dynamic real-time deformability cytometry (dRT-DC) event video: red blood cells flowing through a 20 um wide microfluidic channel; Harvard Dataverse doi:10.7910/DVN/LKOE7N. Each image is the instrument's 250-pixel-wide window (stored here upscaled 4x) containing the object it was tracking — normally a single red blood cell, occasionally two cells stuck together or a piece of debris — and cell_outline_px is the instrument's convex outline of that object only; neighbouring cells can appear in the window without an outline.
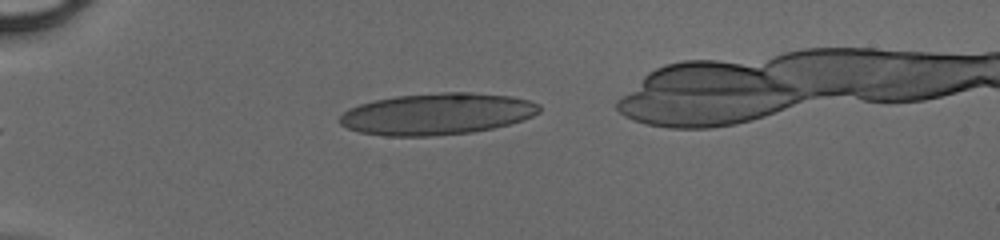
{"species": "human", "species_latin": "Homo sapiens", "temperature_condition": "cold", "stored_images_in_passage": 33, "camera_frame_rate_fps": 3000, "um_per_image_px": 0.085, "donor": {"sex": "male"}, "frame": {"image": 1, "passage_image": 1, "time_ms": 0.0, "image_size_px": [1000, 240], "cell_outline_px": [[540, 112], [532, 116], [508, 124], [492, 128], [472, 132], [432, 136], [384, 136], [360, 132], [348, 128], [340, 124], [340, 116], [348, 108], [360, 104], [376, 100], [396, 96], [444, 92], [468, 92], [508, 96], [528, 100], [540, 104]], "centroid_in_image_um": [37.13, 9.69], "position_along_channel_um": 47.9, "area_um2": 48.09}}
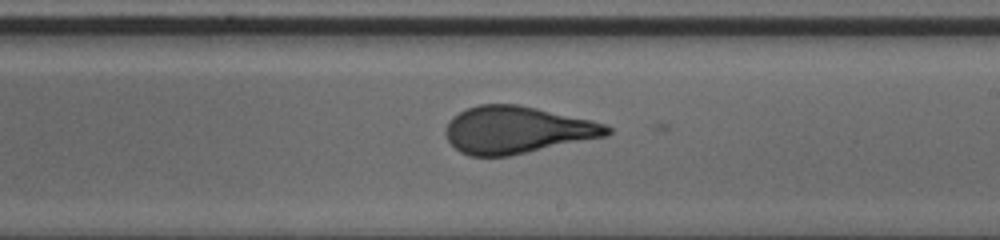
{"frame": {"image": 2, "passage_image": 17, "time_ms": 5.333, "image_size_px": [1000, 240], "cell_outline_px": [[612, 132], [608, 136], [508, 156], [468, 156], [460, 152], [448, 140], [444, 132], [448, 124], [460, 112], [468, 108], [480, 104], [520, 104], [592, 120], [608, 124], [612, 128]], "centroid_in_image_um": [44.0, 11.04], "position_along_channel_um": 245.0, "area_um2": 44.39}}
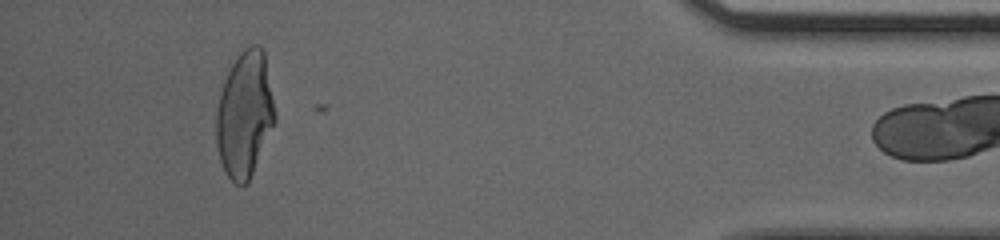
{"frame": {"image": 3, "passage_image": 32, "time_ms": 10.333, "image_size_px": [1000, 240], "cell_outline_px": [[276, 120], [248, 184], [240, 188], [228, 176], [220, 160], [216, 144], [216, 108], [220, 92], [224, 80], [232, 64], [240, 52], [244, 48], [252, 44], [256, 44], [264, 52], [276, 112]], "centroid_in_image_um": [20.8, 9.76], "position_along_channel_um": 414.4, "area_um2": 43.23}}